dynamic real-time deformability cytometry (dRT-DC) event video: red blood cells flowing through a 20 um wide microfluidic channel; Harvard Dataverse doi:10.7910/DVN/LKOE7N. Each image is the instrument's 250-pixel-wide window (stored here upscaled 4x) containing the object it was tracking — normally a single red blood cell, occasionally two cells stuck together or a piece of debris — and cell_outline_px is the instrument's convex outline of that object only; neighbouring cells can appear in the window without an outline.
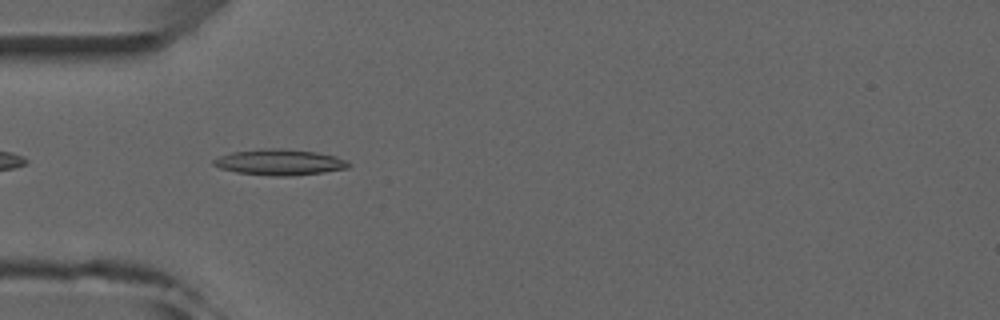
{"species": "common noctule bat (a hibernating species)", "species_latin": "Nyctalus noctula", "temperature_condition": "room temperature", "stored_images_in_passage": 7, "camera_frame_rate_fps": 3000, "um_per_image_px": 0.085, "animal": {"sex": "male", "forearm_length_mm": 52.5}, "frame": {"image": 1, "passage_image": 4, "time_ms": 4.333, "image_size_px": [1000, 320], "cell_outline_px": [[352, 164], [348, 168], [324, 172], [288, 176], [272, 176], [236, 172], [220, 168], [212, 164], [212, 160], [220, 156], [232, 152], [264, 148], [280, 148], [316, 152], [336, 156], [348, 160]], "centroid_in_image_um": [23.79, 13.78], "position_along_channel_um": 61.2, "area_um2": 20.46}}
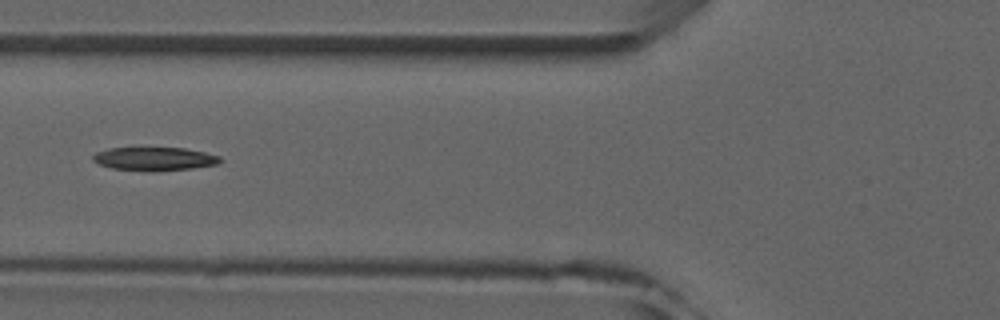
{"frame": {"image": 2, "passage_image": 5, "time_ms": 5.667, "image_size_px": [1000, 320], "cell_outline_px": [[224, 160], [216, 164], [192, 168], [112, 168], [100, 164], [92, 160], [92, 156], [96, 152], [108, 148], [184, 148], [204, 152], [220, 156]], "centroid_in_image_um": [13.14, 13.44], "position_along_channel_um": 112.7, "area_um2": 16.24}}
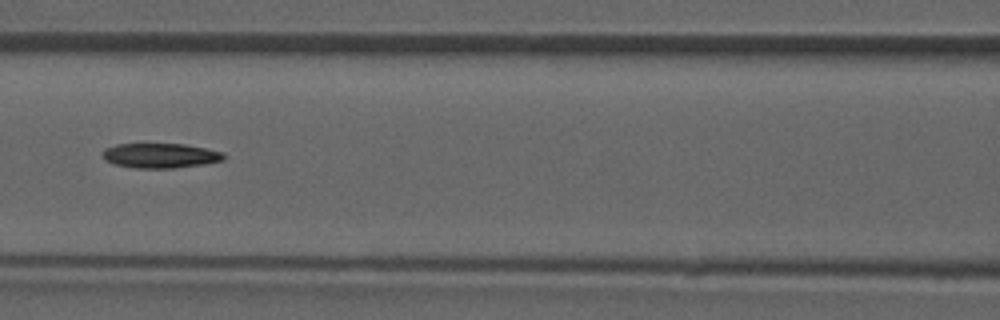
{"frame": {"image": 3, "passage_image": 6, "time_ms": 6.667, "image_size_px": [1000, 320], "cell_outline_px": [[224, 160], [204, 164], [176, 168], [136, 168], [112, 164], [104, 160], [100, 152], [104, 148], [116, 144], [184, 144], [224, 152]], "centroid_in_image_um": [13.57, 13.23], "position_along_channel_um": 153.0, "area_um2": 17.69}}